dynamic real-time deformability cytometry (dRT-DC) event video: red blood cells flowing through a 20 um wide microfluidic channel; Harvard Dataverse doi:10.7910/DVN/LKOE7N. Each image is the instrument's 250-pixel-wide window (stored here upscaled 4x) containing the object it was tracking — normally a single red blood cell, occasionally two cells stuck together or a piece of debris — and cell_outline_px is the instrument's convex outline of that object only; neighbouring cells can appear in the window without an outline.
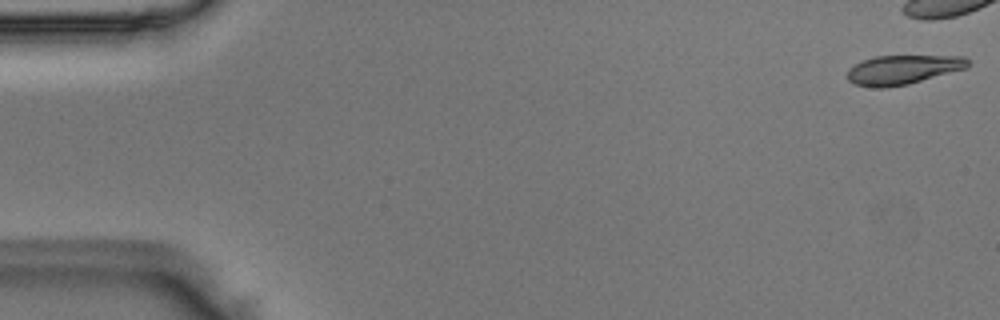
{"species": "Egyptian fruit bat (a non-hibernating species)", "species_latin": "Rousettus aegyptiacus", "temperature_condition": "room temperature", "stored_images_in_passage": 40, "camera_frame_rate_fps": 3000, "um_per_image_px": 0.085, "animal": {"sex": "male"}, "frame": {"image": 1, "passage_image": 1, "time_ms": 0.0, "image_size_px": [1000, 320], "cell_outline_px": [[968, 68], [908, 84], [888, 88], [876, 88], [856, 84], [848, 80], [848, 68], [864, 60], [876, 56], [964, 56], [968, 60]], "centroid_in_image_um": [76.75, 5.93], "position_along_channel_um": 8.2, "area_um2": 20.46}}
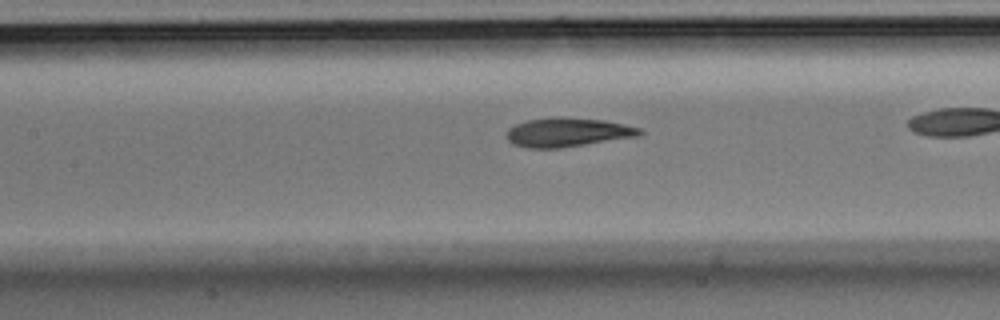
{"frame": {"image": 2, "passage_image": 23, "time_ms": 7.333, "image_size_px": [1000, 320], "cell_outline_px": [[644, 132], [640, 136], [560, 148], [524, 148], [512, 144], [508, 140], [508, 128], [516, 124], [528, 120], [556, 116], [564, 116], [604, 120], [624, 124], [640, 128]], "centroid_in_image_um": [48.26, 11.24], "position_along_channel_um": 159.1, "area_um2": 22.72}}
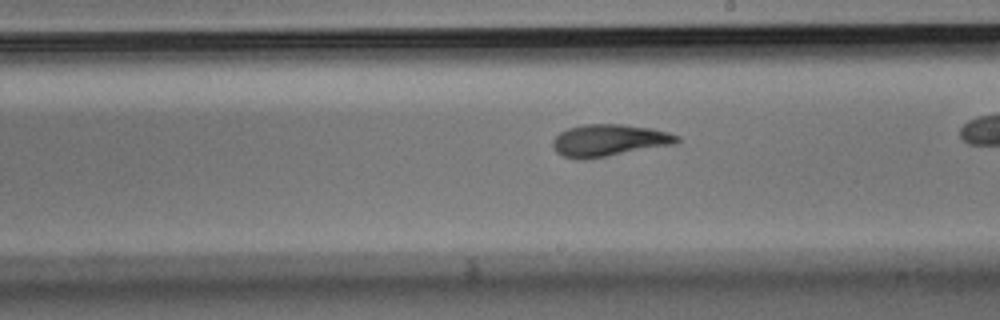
{"frame": {"image": 3, "passage_image": 29, "time_ms": 9.333, "image_size_px": [1000, 320], "cell_outline_px": [[680, 140], [676, 144], [608, 156], [576, 160], [564, 156], [556, 152], [552, 148], [552, 140], [560, 132], [568, 128], [584, 124], [620, 124], [652, 128], [668, 132], [680, 136]], "centroid_in_image_um": [51.77, 11.93], "position_along_channel_um": 237.2, "area_um2": 23.29}}